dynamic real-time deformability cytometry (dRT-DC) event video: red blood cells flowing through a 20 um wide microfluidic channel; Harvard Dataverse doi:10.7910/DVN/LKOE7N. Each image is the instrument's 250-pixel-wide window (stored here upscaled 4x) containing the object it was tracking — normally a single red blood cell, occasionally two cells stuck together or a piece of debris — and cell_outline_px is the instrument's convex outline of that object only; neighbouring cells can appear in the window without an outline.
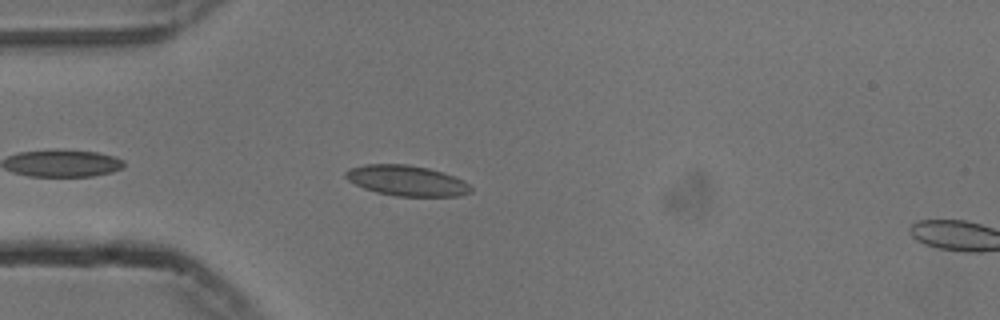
{"species": "common noctule bat (a hibernating species)", "species_latin": "Nyctalus noctula", "temperature_condition": "cold", "stored_images_in_passage": 6, "camera_frame_rate_fps": 3000, "um_per_image_px": 0.085, "animal": {"sex": "male", "body_mass_g": 13.3}, "frame": {"image": 1, "passage_image": 4, "time_ms": 1.0, "image_size_px": [1000, 320], "cell_outline_px": [[472, 192], [460, 196], [396, 196], [376, 192], [364, 188], [348, 180], [344, 176], [344, 172], [348, 168], [364, 164], [408, 164], [428, 168], [464, 180], [472, 188]], "centroid_in_image_um": [34.54, 15.35], "position_along_channel_um": 50.5, "area_um2": 22.25}}